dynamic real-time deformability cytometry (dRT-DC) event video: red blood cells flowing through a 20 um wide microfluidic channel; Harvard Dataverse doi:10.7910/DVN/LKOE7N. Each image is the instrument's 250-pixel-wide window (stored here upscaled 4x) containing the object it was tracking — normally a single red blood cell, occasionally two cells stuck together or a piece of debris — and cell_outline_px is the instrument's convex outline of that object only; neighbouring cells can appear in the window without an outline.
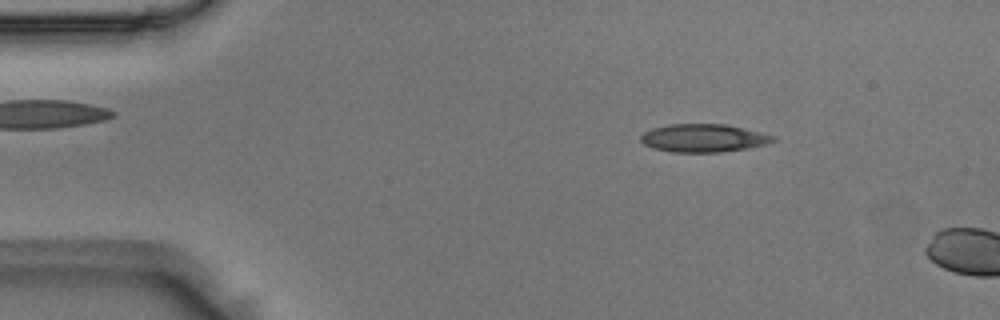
{"species": "Egyptian fruit bat (a non-hibernating species)", "species_latin": "Rousettus aegyptiacus", "temperature_condition": "room temperature", "stored_images_in_passage": 10, "camera_frame_rate_fps": 3000, "um_per_image_px": 0.085, "animal": {"sex": "male"}, "frame": {"image": 1, "passage_image": 7, "time_ms": 2.0, "image_size_px": [1000, 320], "cell_outline_px": [[776, 140], [768, 144], [748, 148], [720, 152], [672, 152], [652, 148], [644, 144], [640, 140], [640, 136], [644, 132], [652, 128], [668, 124], [724, 124], [776, 136]], "centroid_in_image_um": [59.78, 11.74], "position_along_channel_um": 25.2, "area_um2": 21.62}}